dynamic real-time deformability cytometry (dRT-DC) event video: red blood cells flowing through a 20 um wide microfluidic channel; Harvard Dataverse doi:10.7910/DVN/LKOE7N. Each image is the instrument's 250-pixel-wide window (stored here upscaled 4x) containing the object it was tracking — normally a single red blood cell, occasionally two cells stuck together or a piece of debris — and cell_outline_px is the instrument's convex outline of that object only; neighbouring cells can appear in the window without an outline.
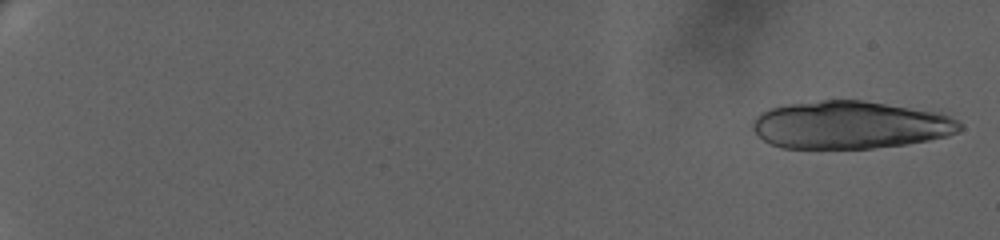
{"species": "human", "species_latin": "Homo sapiens", "temperature_condition": "warm", "stored_images_in_passage": 26, "camera_frame_rate_fps": 3000, "um_per_image_px": 0.085, "donor": {"sex": "female"}, "frame": {"image": 1, "passage_image": 2, "time_ms": 0.333, "image_size_px": [1000, 240], "cell_outline_px": [[964, 128], [948, 136], [928, 140], [904, 144], [872, 148], [780, 148], [768, 144], [752, 128], [752, 124], [756, 116], [772, 108], [788, 104], [820, 100], [864, 100], [936, 112], [948, 116], [956, 120]], "centroid_in_image_um": [72.25, 10.62], "position_along_channel_um": 12.8, "area_um2": 57.28}}
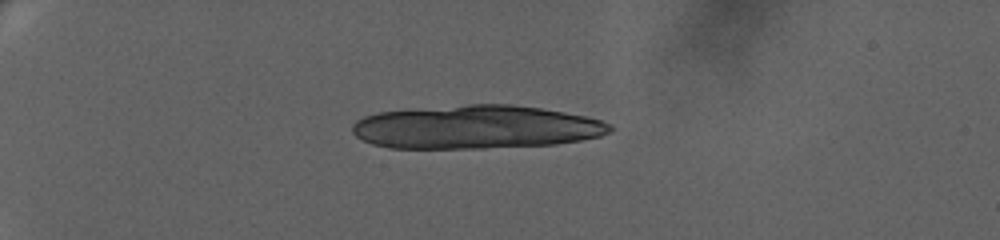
{"frame": {"image": 2, "passage_image": 19, "time_ms": 6.0, "image_size_px": [1000, 240], "cell_outline_px": [[612, 128], [608, 132], [600, 136], [580, 140], [556, 144], [484, 148], [388, 148], [372, 144], [356, 136], [352, 132], [352, 124], [356, 120], [364, 116], [380, 112], [468, 104], [512, 104], [540, 108], [564, 112], [584, 116], [600, 120], [608, 124]], "centroid_in_image_um": [40.43, 10.81], "position_along_channel_um": 44.6, "area_um2": 65.03}}